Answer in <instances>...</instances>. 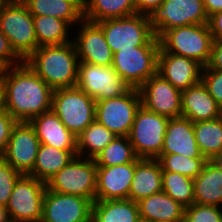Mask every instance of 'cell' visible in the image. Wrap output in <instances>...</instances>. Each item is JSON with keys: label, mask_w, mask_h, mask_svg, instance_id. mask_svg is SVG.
I'll list each match as a JSON object with an SVG mask.
<instances>
[{"label": "cell", "mask_w": 222, "mask_h": 222, "mask_svg": "<svg viewBox=\"0 0 222 222\" xmlns=\"http://www.w3.org/2000/svg\"><path fill=\"white\" fill-rule=\"evenodd\" d=\"M4 109L17 122L31 119L52 109L53 89L25 61L3 68Z\"/></svg>", "instance_id": "6da1fadb"}, {"label": "cell", "mask_w": 222, "mask_h": 222, "mask_svg": "<svg viewBox=\"0 0 222 222\" xmlns=\"http://www.w3.org/2000/svg\"><path fill=\"white\" fill-rule=\"evenodd\" d=\"M25 62L53 90L76 86L80 61L73 41L39 46Z\"/></svg>", "instance_id": "7a4b0ae2"}, {"label": "cell", "mask_w": 222, "mask_h": 222, "mask_svg": "<svg viewBox=\"0 0 222 222\" xmlns=\"http://www.w3.org/2000/svg\"><path fill=\"white\" fill-rule=\"evenodd\" d=\"M0 30L23 61L39 47L33 15L23 2L0 0Z\"/></svg>", "instance_id": "3957f363"}, {"label": "cell", "mask_w": 222, "mask_h": 222, "mask_svg": "<svg viewBox=\"0 0 222 222\" xmlns=\"http://www.w3.org/2000/svg\"><path fill=\"white\" fill-rule=\"evenodd\" d=\"M158 40L160 48L165 52L195 60L203 67L209 64L213 38L208 23L166 30Z\"/></svg>", "instance_id": "277c9868"}, {"label": "cell", "mask_w": 222, "mask_h": 222, "mask_svg": "<svg viewBox=\"0 0 222 222\" xmlns=\"http://www.w3.org/2000/svg\"><path fill=\"white\" fill-rule=\"evenodd\" d=\"M159 49V40L154 35L144 46L115 52L112 67L131 88H139L157 73Z\"/></svg>", "instance_id": "5b68a950"}, {"label": "cell", "mask_w": 222, "mask_h": 222, "mask_svg": "<svg viewBox=\"0 0 222 222\" xmlns=\"http://www.w3.org/2000/svg\"><path fill=\"white\" fill-rule=\"evenodd\" d=\"M52 110L78 136L95 121L96 101L78 87L53 90Z\"/></svg>", "instance_id": "8992f818"}, {"label": "cell", "mask_w": 222, "mask_h": 222, "mask_svg": "<svg viewBox=\"0 0 222 222\" xmlns=\"http://www.w3.org/2000/svg\"><path fill=\"white\" fill-rule=\"evenodd\" d=\"M97 166L94 159L75 156L46 183L51 191L95 201Z\"/></svg>", "instance_id": "52a82bcc"}, {"label": "cell", "mask_w": 222, "mask_h": 222, "mask_svg": "<svg viewBox=\"0 0 222 222\" xmlns=\"http://www.w3.org/2000/svg\"><path fill=\"white\" fill-rule=\"evenodd\" d=\"M168 121V117L139 108L128 136L138 158L157 159L161 155Z\"/></svg>", "instance_id": "ba28073f"}, {"label": "cell", "mask_w": 222, "mask_h": 222, "mask_svg": "<svg viewBox=\"0 0 222 222\" xmlns=\"http://www.w3.org/2000/svg\"><path fill=\"white\" fill-rule=\"evenodd\" d=\"M46 189L44 181L22 174L16 181L6 206L9 220L41 222Z\"/></svg>", "instance_id": "9c48e42d"}, {"label": "cell", "mask_w": 222, "mask_h": 222, "mask_svg": "<svg viewBox=\"0 0 222 222\" xmlns=\"http://www.w3.org/2000/svg\"><path fill=\"white\" fill-rule=\"evenodd\" d=\"M97 24L102 28L106 42L113 53L121 49L144 46L154 36L149 16L138 13L103 20Z\"/></svg>", "instance_id": "30bf717a"}, {"label": "cell", "mask_w": 222, "mask_h": 222, "mask_svg": "<svg viewBox=\"0 0 222 222\" xmlns=\"http://www.w3.org/2000/svg\"><path fill=\"white\" fill-rule=\"evenodd\" d=\"M203 0H164L150 15V27L158 38L164 31L208 23Z\"/></svg>", "instance_id": "8fae6325"}, {"label": "cell", "mask_w": 222, "mask_h": 222, "mask_svg": "<svg viewBox=\"0 0 222 222\" xmlns=\"http://www.w3.org/2000/svg\"><path fill=\"white\" fill-rule=\"evenodd\" d=\"M140 107L138 88H131L120 97L96 101L95 120L116 136L128 137Z\"/></svg>", "instance_id": "7c38bea8"}, {"label": "cell", "mask_w": 222, "mask_h": 222, "mask_svg": "<svg viewBox=\"0 0 222 222\" xmlns=\"http://www.w3.org/2000/svg\"><path fill=\"white\" fill-rule=\"evenodd\" d=\"M76 87L95 101L120 97L131 89L112 66L84 62L79 63Z\"/></svg>", "instance_id": "4fadbf2b"}, {"label": "cell", "mask_w": 222, "mask_h": 222, "mask_svg": "<svg viewBox=\"0 0 222 222\" xmlns=\"http://www.w3.org/2000/svg\"><path fill=\"white\" fill-rule=\"evenodd\" d=\"M41 142L29 122H17L11 131L3 159L16 171L28 175L36 162Z\"/></svg>", "instance_id": "5bb4252c"}, {"label": "cell", "mask_w": 222, "mask_h": 222, "mask_svg": "<svg viewBox=\"0 0 222 222\" xmlns=\"http://www.w3.org/2000/svg\"><path fill=\"white\" fill-rule=\"evenodd\" d=\"M141 106L165 117L181 116V91L160 74L151 76L138 88Z\"/></svg>", "instance_id": "9a60e30c"}, {"label": "cell", "mask_w": 222, "mask_h": 222, "mask_svg": "<svg viewBox=\"0 0 222 222\" xmlns=\"http://www.w3.org/2000/svg\"><path fill=\"white\" fill-rule=\"evenodd\" d=\"M92 202L46 189L41 222H91Z\"/></svg>", "instance_id": "2e32d148"}, {"label": "cell", "mask_w": 222, "mask_h": 222, "mask_svg": "<svg viewBox=\"0 0 222 222\" xmlns=\"http://www.w3.org/2000/svg\"><path fill=\"white\" fill-rule=\"evenodd\" d=\"M81 24V25H80ZM78 35L72 39L80 62L99 66H112L113 52L106 42L102 28L83 19L78 26Z\"/></svg>", "instance_id": "e0dca14e"}, {"label": "cell", "mask_w": 222, "mask_h": 222, "mask_svg": "<svg viewBox=\"0 0 222 222\" xmlns=\"http://www.w3.org/2000/svg\"><path fill=\"white\" fill-rule=\"evenodd\" d=\"M135 161L114 166H97L95 201L129 199Z\"/></svg>", "instance_id": "ac0fdd59"}, {"label": "cell", "mask_w": 222, "mask_h": 222, "mask_svg": "<svg viewBox=\"0 0 222 222\" xmlns=\"http://www.w3.org/2000/svg\"><path fill=\"white\" fill-rule=\"evenodd\" d=\"M202 70L195 60L159 49L157 73L181 92L201 81Z\"/></svg>", "instance_id": "d6986e66"}, {"label": "cell", "mask_w": 222, "mask_h": 222, "mask_svg": "<svg viewBox=\"0 0 222 222\" xmlns=\"http://www.w3.org/2000/svg\"><path fill=\"white\" fill-rule=\"evenodd\" d=\"M181 116L192 122L209 121L222 116V108L202 81L181 92Z\"/></svg>", "instance_id": "ffe728a7"}, {"label": "cell", "mask_w": 222, "mask_h": 222, "mask_svg": "<svg viewBox=\"0 0 222 222\" xmlns=\"http://www.w3.org/2000/svg\"><path fill=\"white\" fill-rule=\"evenodd\" d=\"M161 154H180L190 158H205L200 153L194 135V122L183 116L170 118L164 135Z\"/></svg>", "instance_id": "44dd1931"}, {"label": "cell", "mask_w": 222, "mask_h": 222, "mask_svg": "<svg viewBox=\"0 0 222 222\" xmlns=\"http://www.w3.org/2000/svg\"><path fill=\"white\" fill-rule=\"evenodd\" d=\"M39 141L61 150H77V136L69 131L51 109L31 119Z\"/></svg>", "instance_id": "7402d4cb"}, {"label": "cell", "mask_w": 222, "mask_h": 222, "mask_svg": "<svg viewBox=\"0 0 222 222\" xmlns=\"http://www.w3.org/2000/svg\"><path fill=\"white\" fill-rule=\"evenodd\" d=\"M141 222H183L185 207L164 191L137 202Z\"/></svg>", "instance_id": "603a6c76"}, {"label": "cell", "mask_w": 222, "mask_h": 222, "mask_svg": "<svg viewBox=\"0 0 222 222\" xmlns=\"http://www.w3.org/2000/svg\"><path fill=\"white\" fill-rule=\"evenodd\" d=\"M162 191V169L157 159L137 158L129 200L138 202Z\"/></svg>", "instance_id": "cb8c5ba5"}, {"label": "cell", "mask_w": 222, "mask_h": 222, "mask_svg": "<svg viewBox=\"0 0 222 222\" xmlns=\"http://www.w3.org/2000/svg\"><path fill=\"white\" fill-rule=\"evenodd\" d=\"M32 15L53 16L66 21L73 29L83 19V0H18Z\"/></svg>", "instance_id": "d4e9b609"}, {"label": "cell", "mask_w": 222, "mask_h": 222, "mask_svg": "<svg viewBox=\"0 0 222 222\" xmlns=\"http://www.w3.org/2000/svg\"><path fill=\"white\" fill-rule=\"evenodd\" d=\"M194 180V203L222 207V168L208 161Z\"/></svg>", "instance_id": "484cf974"}, {"label": "cell", "mask_w": 222, "mask_h": 222, "mask_svg": "<svg viewBox=\"0 0 222 222\" xmlns=\"http://www.w3.org/2000/svg\"><path fill=\"white\" fill-rule=\"evenodd\" d=\"M91 222H141L138 203L129 199L94 201Z\"/></svg>", "instance_id": "4316f807"}, {"label": "cell", "mask_w": 222, "mask_h": 222, "mask_svg": "<svg viewBox=\"0 0 222 222\" xmlns=\"http://www.w3.org/2000/svg\"><path fill=\"white\" fill-rule=\"evenodd\" d=\"M75 156L77 150H61L41 143L33 170L28 175L47 183Z\"/></svg>", "instance_id": "83f0119b"}, {"label": "cell", "mask_w": 222, "mask_h": 222, "mask_svg": "<svg viewBox=\"0 0 222 222\" xmlns=\"http://www.w3.org/2000/svg\"><path fill=\"white\" fill-rule=\"evenodd\" d=\"M136 14L134 0H83L84 19L97 23Z\"/></svg>", "instance_id": "f1b7e54d"}, {"label": "cell", "mask_w": 222, "mask_h": 222, "mask_svg": "<svg viewBox=\"0 0 222 222\" xmlns=\"http://www.w3.org/2000/svg\"><path fill=\"white\" fill-rule=\"evenodd\" d=\"M33 22L39 46L72 42L70 31L73 29L66 21L53 16L33 15Z\"/></svg>", "instance_id": "f546056e"}, {"label": "cell", "mask_w": 222, "mask_h": 222, "mask_svg": "<svg viewBox=\"0 0 222 222\" xmlns=\"http://www.w3.org/2000/svg\"><path fill=\"white\" fill-rule=\"evenodd\" d=\"M194 135L200 153L208 161L222 153V116L220 118L194 122Z\"/></svg>", "instance_id": "4dcf8cb0"}, {"label": "cell", "mask_w": 222, "mask_h": 222, "mask_svg": "<svg viewBox=\"0 0 222 222\" xmlns=\"http://www.w3.org/2000/svg\"><path fill=\"white\" fill-rule=\"evenodd\" d=\"M115 137L95 120L77 136V156L94 159Z\"/></svg>", "instance_id": "1f68e13d"}, {"label": "cell", "mask_w": 222, "mask_h": 222, "mask_svg": "<svg viewBox=\"0 0 222 222\" xmlns=\"http://www.w3.org/2000/svg\"><path fill=\"white\" fill-rule=\"evenodd\" d=\"M127 136H116L95 158L96 166H114L132 163L137 159Z\"/></svg>", "instance_id": "d6a6232c"}, {"label": "cell", "mask_w": 222, "mask_h": 222, "mask_svg": "<svg viewBox=\"0 0 222 222\" xmlns=\"http://www.w3.org/2000/svg\"><path fill=\"white\" fill-rule=\"evenodd\" d=\"M194 180L177 172L162 171V191L183 207L194 203Z\"/></svg>", "instance_id": "836d02e7"}, {"label": "cell", "mask_w": 222, "mask_h": 222, "mask_svg": "<svg viewBox=\"0 0 222 222\" xmlns=\"http://www.w3.org/2000/svg\"><path fill=\"white\" fill-rule=\"evenodd\" d=\"M162 171L177 172L195 179L208 162L206 158H190L180 154H161L157 158Z\"/></svg>", "instance_id": "e575fe53"}, {"label": "cell", "mask_w": 222, "mask_h": 222, "mask_svg": "<svg viewBox=\"0 0 222 222\" xmlns=\"http://www.w3.org/2000/svg\"><path fill=\"white\" fill-rule=\"evenodd\" d=\"M183 222H222V207L193 203L185 208Z\"/></svg>", "instance_id": "d590c367"}, {"label": "cell", "mask_w": 222, "mask_h": 222, "mask_svg": "<svg viewBox=\"0 0 222 222\" xmlns=\"http://www.w3.org/2000/svg\"><path fill=\"white\" fill-rule=\"evenodd\" d=\"M21 175L8 162L0 158V206H7L13 187Z\"/></svg>", "instance_id": "8d00e7d4"}, {"label": "cell", "mask_w": 222, "mask_h": 222, "mask_svg": "<svg viewBox=\"0 0 222 222\" xmlns=\"http://www.w3.org/2000/svg\"><path fill=\"white\" fill-rule=\"evenodd\" d=\"M201 81L206 86L209 94L222 108V71L203 67Z\"/></svg>", "instance_id": "74e56055"}, {"label": "cell", "mask_w": 222, "mask_h": 222, "mask_svg": "<svg viewBox=\"0 0 222 222\" xmlns=\"http://www.w3.org/2000/svg\"><path fill=\"white\" fill-rule=\"evenodd\" d=\"M23 60L12 49L9 40L0 30V65L3 68L19 65Z\"/></svg>", "instance_id": "f35d334b"}, {"label": "cell", "mask_w": 222, "mask_h": 222, "mask_svg": "<svg viewBox=\"0 0 222 222\" xmlns=\"http://www.w3.org/2000/svg\"><path fill=\"white\" fill-rule=\"evenodd\" d=\"M17 121L5 109L0 111V158L3 157L13 126Z\"/></svg>", "instance_id": "ab89813d"}, {"label": "cell", "mask_w": 222, "mask_h": 222, "mask_svg": "<svg viewBox=\"0 0 222 222\" xmlns=\"http://www.w3.org/2000/svg\"><path fill=\"white\" fill-rule=\"evenodd\" d=\"M207 66L210 69L222 71V39L213 40L211 58Z\"/></svg>", "instance_id": "60d3db41"}, {"label": "cell", "mask_w": 222, "mask_h": 222, "mask_svg": "<svg viewBox=\"0 0 222 222\" xmlns=\"http://www.w3.org/2000/svg\"><path fill=\"white\" fill-rule=\"evenodd\" d=\"M136 13L149 16L164 0H134Z\"/></svg>", "instance_id": "b9f144b4"}, {"label": "cell", "mask_w": 222, "mask_h": 222, "mask_svg": "<svg viewBox=\"0 0 222 222\" xmlns=\"http://www.w3.org/2000/svg\"><path fill=\"white\" fill-rule=\"evenodd\" d=\"M208 26L213 40L222 39V12H217L209 16Z\"/></svg>", "instance_id": "7bdbcfd3"}, {"label": "cell", "mask_w": 222, "mask_h": 222, "mask_svg": "<svg viewBox=\"0 0 222 222\" xmlns=\"http://www.w3.org/2000/svg\"><path fill=\"white\" fill-rule=\"evenodd\" d=\"M203 3L208 17L214 13L222 12V0H203Z\"/></svg>", "instance_id": "ee69618b"}, {"label": "cell", "mask_w": 222, "mask_h": 222, "mask_svg": "<svg viewBox=\"0 0 222 222\" xmlns=\"http://www.w3.org/2000/svg\"><path fill=\"white\" fill-rule=\"evenodd\" d=\"M4 110V87L0 76V111Z\"/></svg>", "instance_id": "f6af8a7d"}, {"label": "cell", "mask_w": 222, "mask_h": 222, "mask_svg": "<svg viewBox=\"0 0 222 222\" xmlns=\"http://www.w3.org/2000/svg\"><path fill=\"white\" fill-rule=\"evenodd\" d=\"M8 220L6 207L0 206V222H7Z\"/></svg>", "instance_id": "bcb514c9"}, {"label": "cell", "mask_w": 222, "mask_h": 222, "mask_svg": "<svg viewBox=\"0 0 222 222\" xmlns=\"http://www.w3.org/2000/svg\"><path fill=\"white\" fill-rule=\"evenodd\" d=\"M213 161H214L219 167L222 168V153H220Z\"/></svg>", "instance_id": "7dc6e473"}, {"label": "cell", "mask_w": 222, "mask_h": 222, "mask_svg": "<svg viewBox=\"0 0 222 222\" xmlns=\"http://www.w3.org/2000/svg\"><path fill=\"white\" fill-rule=\"evenodd\" d=\"M2 70H3V67L0 65V76H1Z\"/></svg>", "instance_id": "c3c4849f"}]
</instances>
